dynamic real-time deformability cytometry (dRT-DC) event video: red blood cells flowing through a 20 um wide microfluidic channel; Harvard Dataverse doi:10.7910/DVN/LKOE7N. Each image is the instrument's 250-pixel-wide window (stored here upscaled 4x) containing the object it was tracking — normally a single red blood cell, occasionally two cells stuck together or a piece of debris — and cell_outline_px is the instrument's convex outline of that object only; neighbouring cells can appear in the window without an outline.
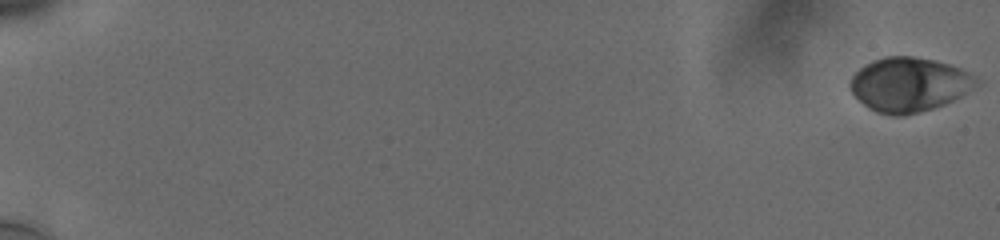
{"species": "human", "species_latin": "Homo sapiens", "temperature_condition": "cold", "stored_images_in_passage": 23, "camera_frame_rate_fps": 3000, "um_per_image_px": 0.085, "donor": {"sex": "male"}, "frame": {"image": 1, "passage_image": 1, "time_ms": 0.0, "image_size_px": [1000, 240], "cell_outline_px": [[980, 84], [976, 88], [944, 104], [932, 108], [900, 116], [892, 116], [876, 112], [868, 108], [852, 92], [848, 84], [852, 76], [864, 64], [872, 60], [884, 56], [912, 56], [932, 60], [948, 64], [960, 68], [976, 76], [980, 80]], "centroid_in_image_um": [77.28, 7.18], "position_along_channel_um": 7.7, "area_um2": 39.94}}
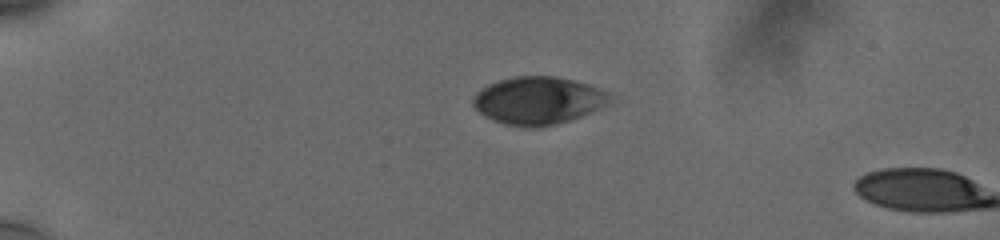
{"frame": {"image": 2, "passage_image": 21, "time_ms": 5.0, "image_size_px": [1000, 240], "cell_outline_px": [[608, 100], [604, 104], [580, 116], [556, 124], [536, 128], [524, 128], [504, 124], [492, 120], [484, 116], [472, 104], [472, 96], [476, 92], [488, 84], [500, 80], [516, 76], [552, 76], [572, 80], [588, 84], [600, 88], [608, 92]], "centroid_in_image_um": [45.65, 8.55], "position_along_channel_um": 39.3, "area_um2": 37.63}}